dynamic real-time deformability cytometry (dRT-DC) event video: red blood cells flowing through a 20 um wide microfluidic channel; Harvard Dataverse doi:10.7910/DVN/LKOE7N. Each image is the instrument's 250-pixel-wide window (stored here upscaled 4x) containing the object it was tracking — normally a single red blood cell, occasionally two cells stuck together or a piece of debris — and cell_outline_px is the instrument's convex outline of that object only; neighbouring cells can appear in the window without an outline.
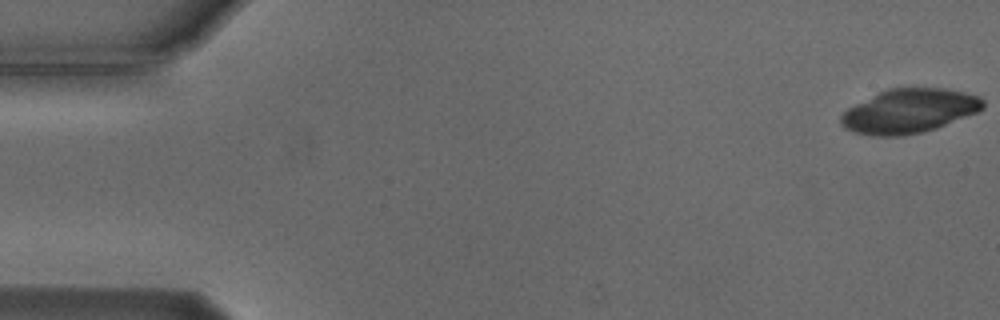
{"species": "Egyptian fruit bat (a non-hibernating species)", "species_latin": "Rousettus aegyptiacus", "temperature_condition": "cold", "stored_images_in_passage": 19, "camera_frame_rate_fps": 3000, "um_per_image_px": 0.085, "animal": {"sex": "male"}, "frame": {"image": 1, "passage_image": 1, "time_ms": 0.0, "image_size_px": [1000, 320], "cell_outline_px": [[984, 108], [976, 112], [936, 128], [920, 132], [900, 136], [872, 136], [856, 132], [844, 128], [840, 124], [840, 116], [848, 108], [888, 88], [944, 88], [964, 92], [980, 96], [984, 100]], "centroid_in_image_um": [77.28, 9.43], "position_along_channel_um": 7.7, "area_um2": 36.24}}